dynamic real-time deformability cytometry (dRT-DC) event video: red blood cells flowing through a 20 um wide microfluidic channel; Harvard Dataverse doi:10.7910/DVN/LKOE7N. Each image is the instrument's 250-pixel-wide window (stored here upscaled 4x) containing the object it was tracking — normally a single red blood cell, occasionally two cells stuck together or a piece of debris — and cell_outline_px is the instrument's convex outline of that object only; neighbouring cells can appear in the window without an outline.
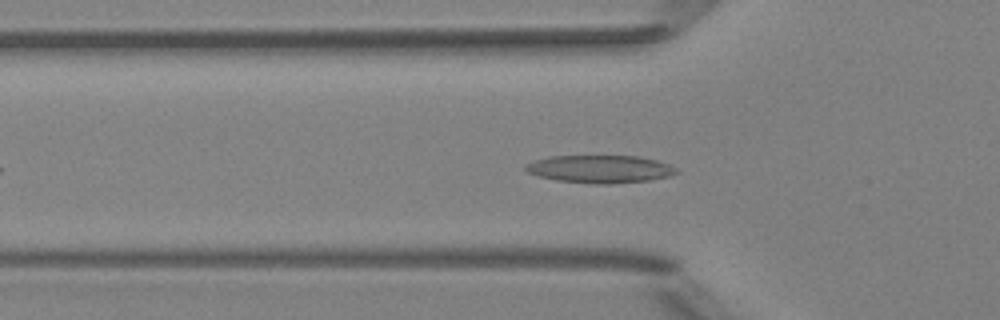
{"species": "Egyptian fruit bat (a non-hibernating species)", "species_latin": "Rousettus aegyptiacus", "temperature_condition": "room temperature", "stored_images_in_passage": 38, "camera_frame_rate_fps": 3000, "um_per_image_px": 0.085, "animal": {"sex": "female"}, "frame": {"image": 1, "passage_image": 9, "time_ms": 2.667, "image_size_px": [1000, 320], "cell_outline_px": [[680, 172], [668, 176], [648, 180], [608, 184], [592, 184], [556, 180], [540, 176], [528, 172], [524, 168], [524, 164], [532, 160], [548, 156], [640, 156], [656, 160], [668, 164], [676, 168]], "centroid_in_image_um": [50.97, 14.36], "position_along_channel_um": 74.8, "area_um2": 24.45}}
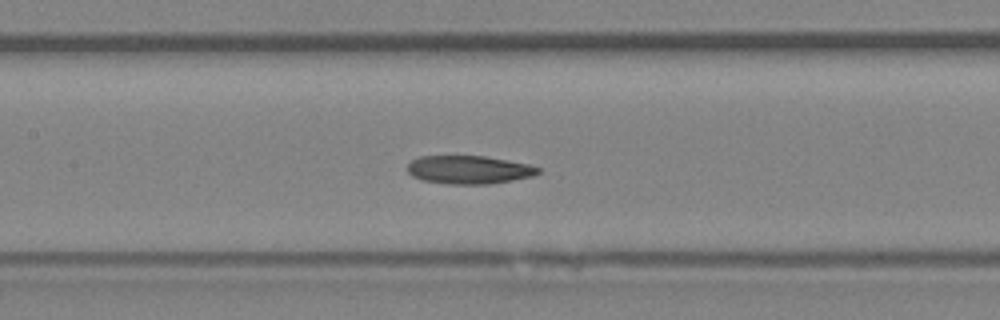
{"frame": {"image": 2, "passage_image": 16, "time_ms": 5.0, "image_size_px": [1000, 320], "cell_outline_px": [[540, 172], [532, 176], [492, 184], [448, 184], [424, 180], [412, 176], [408, 172], [408, 164], [412, 160], [420, 156], [484, 156], [528, 164], [540, 168]], "centroid_in_image_um": [39.86, 14.43], "position_along_channel_um": 167.5, "area_um2": 21.39}}
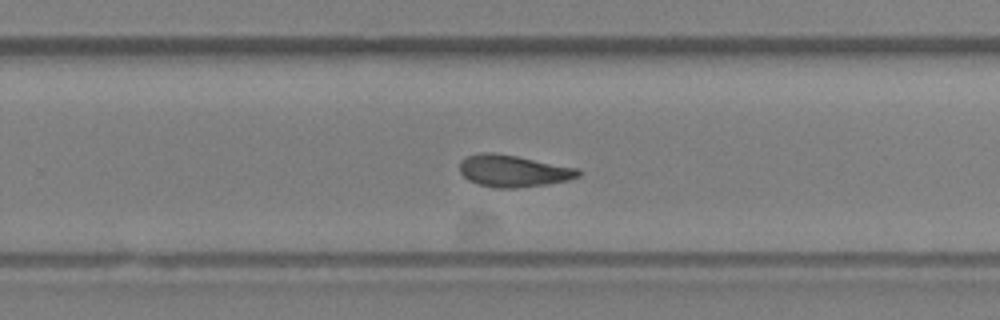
{"frame": {"image": 3, "passage_image": 25, "time_ms": 8.0, "image_size_px": [1000, 320], "cell_outline_px": [[580, 176], [568, 180], [548, 184], [516, 188], [496, 188], [480, 184], [468, 180], [460, 172], [460, 160], [468, 156], [480, 152], [492, 152], [516, 156], [580, 168]], "centroid_in_image_um": [43.64, 14.53], "position_along_channel_um": 286.2, "area_um2": 22.08}}